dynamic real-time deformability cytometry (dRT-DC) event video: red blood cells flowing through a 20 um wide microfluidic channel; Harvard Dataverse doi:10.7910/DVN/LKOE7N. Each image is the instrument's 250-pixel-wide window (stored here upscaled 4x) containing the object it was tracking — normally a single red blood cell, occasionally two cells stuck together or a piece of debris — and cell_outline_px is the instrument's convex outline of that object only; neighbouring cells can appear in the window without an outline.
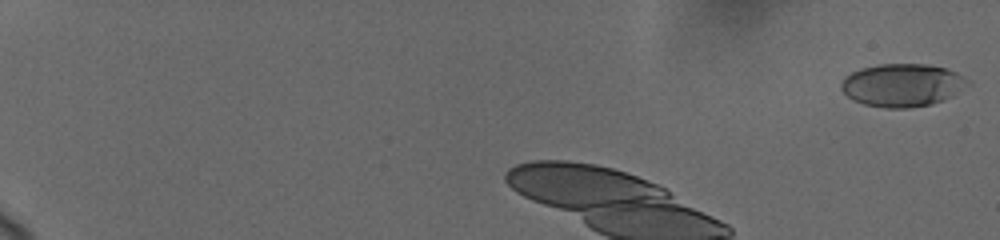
{"species": "human", "species_latin": "Homo sapiens", "temperature_condition": "cold", "stored_images_in_passage": 12, "camera_frame_rate_fps": 3000, "um_per_image_px": 0.085, "donor": {"sex": "female"}, "frame": {"image": 1, "passage_image": 1, "time_ms": 0.0, "image_size_px": [1000, 240], "cell_outline_px": [[972, 84], [952, 96], [928, 104], [908, 108], [888, 108], [864, 104], [852, 100], [840, 88], [840, 84], [844, 76], [860, 68], [880, 64], [924, 64], [944, 68], [956, 72], [968, 80]], "centroid_in_image_um": [76.68, 7.23], "position_along_channel_um": 8.3, "area_um2": 31.56}}
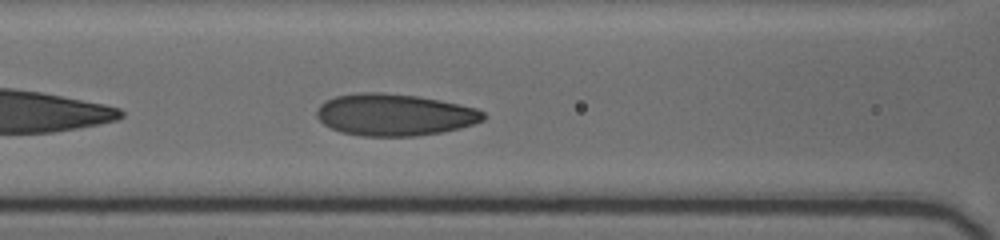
{"frame": {"image": 2, "passage_image": 9, "time_ms": 6.0, "image_size_px": [1000, 240], "cell_outline_px": [[488, 116], [484, 120], [460, 128], [440, 132], [416, 136], [360, 136], [340, 132], [324, 124], [316, 116], [316, 112], [320, 104], [324, 100], [336, 96], [360, 92], [380, 92], [416, 96], [476, 108], [484, 112]], "centroid_in_image_um": [33.5, 9.76], "position_along_channel_um": 133.1, "area_um2": 40.58}}
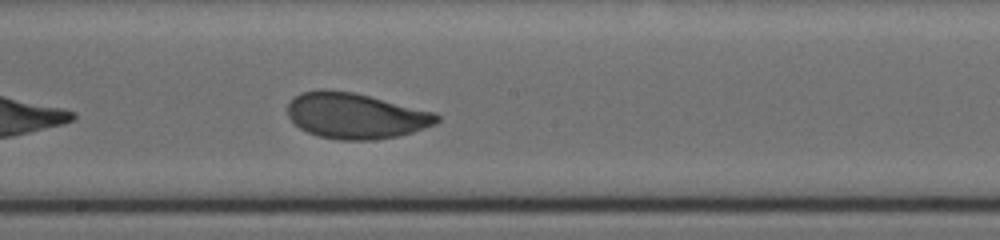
{"frame": {"image": 3, "passage_image": 12, "time_ms": 8.333, "image_size_px": [1000, 240], "cell_outline_px": [[440, 120], [436, 124], [412, 132], [396, 136], [376, 140], [340, 140], [320, 136], [308, 132], [300, 128], [288, 116], [288, 104], [300, 92], [320, 88], [324, 88], [352, 92], [436, 112], [440, 116]], "centroid_in_image_um": [30.24, 9.83], "position_along_channel_um": 218.0, "area_um2": 39.77}}